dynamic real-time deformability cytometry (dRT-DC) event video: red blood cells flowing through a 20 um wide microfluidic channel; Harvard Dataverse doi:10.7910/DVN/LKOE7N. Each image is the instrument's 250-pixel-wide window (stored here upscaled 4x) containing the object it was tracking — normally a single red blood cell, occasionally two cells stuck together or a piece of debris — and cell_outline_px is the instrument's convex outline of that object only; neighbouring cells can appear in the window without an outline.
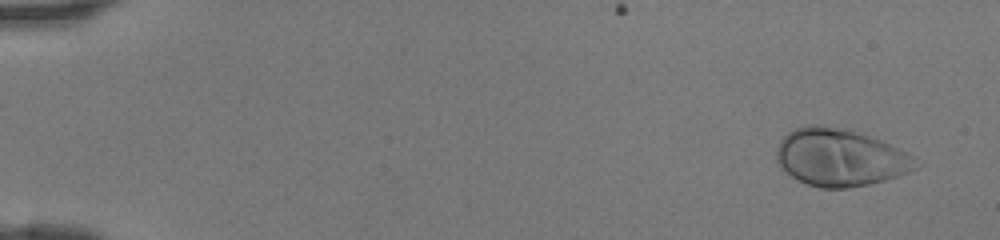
{"species": "human", "species_latin": "Homo sapiens", "temperature_condition": "room temperature", "stored_images_in_passage": 46, "camera_frame_rate_fps": 3000, "um_per_image_px": 0.085, "donor": {"sex": "female"}, "frame": {"image": 1, "passage_image": 3, "time_ms": 0.667, "image_size_px": [1000, 240], "cell_outline_px": [[924, 164], [908, 172], [884, 180], [868, 184], [848, 188], [820, 188], [808, 184], [792, 176], [780, 168], [776, 160], [776, 148], [780, 140], [788, 132], [804, 124], [820, 124], [856, 128], [904, 152]], "centroid_in_image_um": [71.38, 13.34], "position_along_channel_um": 13.6, "area_um2": 47.16}}
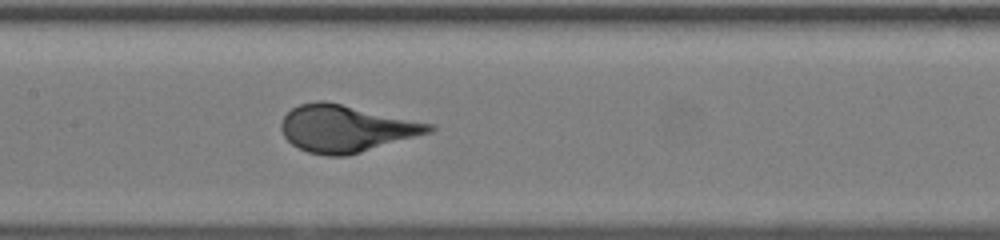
{"frame": {"image": 2, "passage_image": 24, "time_ms": 7.667, "image_size_px": [1000, 240], "cell_outline_px": [[436, 128], [432, 132], [348, 156], [324, 156], [308, 152], [292, 144], [284, 136], [280, 128], [280, 124], [284, 116], [292, 108], [300, 104], [316, 100], [324, 100], [436, 124]], "centroid_in_image_um": [29.43, 10.92], "position_along_channel_um": 178.0, "area_um2": 40.75}}
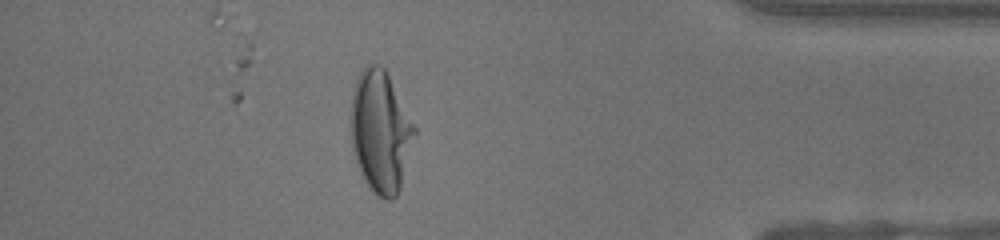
{"frame": {"image": 3, "passage_image": 41, "time_ms": 13.333, "image_size_px": [1000, 240], "cell_outline_px": [[416, 132], [400, 188], [396, 196], [392, 200], [384, 200], [376, 196], [364, 180], [356, 164], [352, 148], [352, 92], [356, 76], [368, 64], [380, 64], [388, 72], [416, 128]], "centroid_in_image_um": [32.35, 11.18], "position_along_channel_um": 402.9, "area_um2": 45.32}}